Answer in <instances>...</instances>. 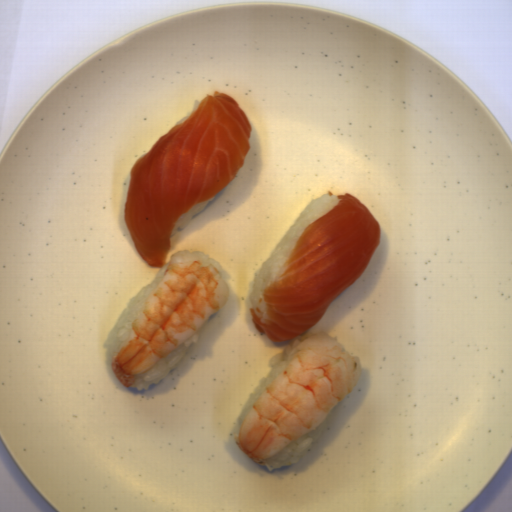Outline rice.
Instances as JSON below:
<instances>
[{
	"instance_id": "5",
	"label": "rice",
	"mask_w": 512,
	"mask_h": 512,
	"mask_svg": "<svg viewBox=\"0 0 512 512\" xmlns=\"http://www.w3.org/2000/svg\"><path fill=\"white\" fill-rule=\"evenodd\" d=\"M310 335H312V333H310L308 331L302 335H299V336L293 338L290 342H288L286 344V346L282 352H280L279 354H277L276 356H274L272 359H270L268 361V364H269V367L271 370L257 384L256 388L249 395V397L247 398L244 406L242 407V409L238 415L237 424H238L239 431H240L241 424H242L246 414L248 413V411L250 410V408L252 407L254 402L261 395V393L267 388V386L280 374V372L283 370V368L285 367V365L287 364V362L289 361V359L291 358V356L293 355L295 350L298 348V346L304 340H306Z\"/></svg>"
},
{
	"instance_id": "2",
	"label": "rice",
	"mask_w": 512,
	"mask_h": 512,
	"mask_svg": "<svg viewBox=\"0 0 512 512\" xmlns=\"http://www.w3.org/2000/svg\"><path fill=\"white\" fill-rule=\"evenodd\" d=\"M169 264L170 263L167 262L164 267H160L152 283L137 291L134 297L128 300L123 312L108 334L106 341V351L108 363L111 367V362L115 353L117 352L119 346L121 345L134 321L138 317L139 313L143 309L144 305L148 301L150 295L152 294L154 288L156 287L158 281L164 274Z\"/></svg>"
},
{
	"instance_id": "6",
	"label": "rice",
	"mask_w": 512,
	"mask_h": 512,
	"mask_svg": "<svg viewBox=\"0 0 512 512\" xmlns=\"http://www.w3.org/2000/svg\"><path fill=\"white\" fill-rule=\"evenodd\" d=\"M214 197L210 200H207L205 202H202V203H199L197 204L196 206L192 207L191 209H189L188 211H186L185 213H183L180 218L178 219L175 227V228H185L186 226L190 225L193 217L198 214L199 212L203 211L204 208L206 207V205L208 203H210L211 201H213Z\"/></svg>"
},
{
	"instance_id": "8",
	"label": "rice",
	"mask_w": 512,
	"mask_h": 512,
	"mask_svg": "<svg viewBox=\"0 0 512 512\" xmlns=\"http://www.w3.org/2000/svg\"><path fill=\"white\" fill-rule=\"evenodd\" d=\"M199 104H200V101H198L197 99H196V100H194L192 111H191L189 114H187L184 118H182L181 120H179L178 122H176V123H175V126H176L177 124L182 123V122H184L185 120H187V119L190 117V115L195 111V109L199 106Z\"/></svg>"
},
{
	"instance_id": "7",
	"label": "rice",
	"mask_w": 512,
	"mask_h": 512,
	"mask_svg": "<svg viewBox=\"0 0 512 512\" xmlns=\"http://www.w3.org/2000/svg\"><path fill=\"white\" fill-rule=\"evenodd\" d=\"M191 253L200 260H202L203 262L209 264L214 269H216L222 276L226 284L230 282L231 275L224 269V267L217 260L212 259L210 255H207L204 252L191 251Z\"/></svg>"
},
{
	"instance_id": "1",
	"label": "rice",
	"mask_w": 512,
	"mask_h": 512,
	"mask_svg": "<svg viewBox=\"0 0 512 512\" xmlns=\"http://www.w3.org/2000/svg\"><path fill=\"white\" fill-rule=\"evenodd\" d=\"M341 200L334 194L325 193L312 199L304 208L253 276L246 304L249 316L250 308L256 307L262 293L272 283L308 225L325 215Z\"/></svg>"
},
{
	"instance_id": "3",
	"label": "rice",
	"mask_w": 512,
	"mask_h": 512,
	"mask_svg": "<svg viewBox=\"0 0 512 512\" xmlns=\"http://www.w3.org/2000/svg\"><path fill=\"white\" fill-rule=\"evenodd\" d=\"M205 324L189 337L180 346L174 349L171 353L165 356L157 364L144 371L138 376H133L135 383L130 387L136 388L139 391L142 389H150L151 385L159 384L166 376L174 369H177L184 361L190 347L201 336Z\"/></svg>"
},
{
	"instance_id": "4",
	"label": "rice",
	"mask_w": 512,
	"mask_h": 512,
	"mask_svg": "<svg viewBox=\"0 0 512 512\" xmlns=\"http://www.w3.org/2000/svg\"><path fill=\"white\" fill-rule=\"evenodd\" d=\"M340 402L330 411L325 420L316 426L313 430L297 439L272 457L263 459L265 461L264 466L272 471L287 465L297 464L300 458L312 448L317 439L328 426Z\"/></svg>"
}]
</instances>
